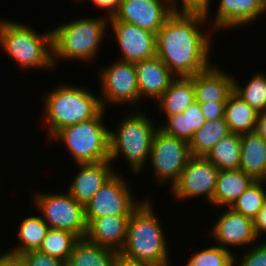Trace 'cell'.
Listing matches in <instances>:
<instances>
[{
    "label": "cell",
    "mask_w": 266,
    "mask_h": 266,
    "mask_svg": "<svg viewBox=\"0 0 266 266\" xmlns=\"http://www.w3.org/2000/svg\"><path fill=\"white\" fill-rule=\"evenodd\" d=\"M153 208L151 201L144 199L132 212L120 253L153 266H170L167 238Z\"/></svg>",
    "instance_id": "2"
},
{
    "label": "cell",
    "mask_w": 266,
    "mask_h": 266,
    "mask_svg": "<svg viewBox=\"0 0 266 266\" xmlns=\"http://www.w3.org/2000/svg\"><path fill=\"white\" fill-rule=\"evenodd\" d=\"M165 124L158 125L164 133L189 143L196 131L205 123V117L198 102L192 103L182 114L166 116Z\"/></svg>",
    "instance_id": "24"
},
{
    "label": "cell",
    "mask_w": 266,
    "mask_h": 266,
    "mask_svg": "<svg viewBox=\"0 0 266 266\" xmlns=\"http://www.w3.org/2000/svg\"><path fill=\"white\" fill-rule=\"evenodd\" d=\"M198 103H227L234 92V76L213 63L206 70L191 77Z\"/></svg>",
    "instance_id": "17"
},
{
    "label": "cell",
    "mask_w": 266,
    "mask_h": 266,
    "mask_svg": "<svg viewBox=\"0 0 266 266\" xmlns=\"http://www.w3.org/2000/svg\"><path fill=\"white\" fill-rule=\"evenodd\" d=\"M61 266H74L70 260H64L62 261V265Z\"/></svg>",
    "instance_id": "44"
},
{
    "label": "cell",
    "mask_w": 266,
    "mask_h": 266,
    "mask_svg": "<svg viewBox=\"0 0 266 266\" xmlns=\"http://www.w3.org/2000/svg\"><path fill=\"white\" fill-rule=\"evenodd\" d=\"M108 24L109 18L103 15L97 18H77L63 25H56L51 30L54 70L57 61L61 59L89 62L94 59L106 36Z\"/></svg>",
    "instance_id": "4"
},
{
    "label": "cell",
    "mask_w": 266,
    "mask_h": 266,
    "mask_svg": "<svg viewBox=\"0 0 266 266\" xmlns=\"http://www.w3.org/2000/svg\"><path fill=\"white\" fill-rule=\"evenodd\" d=\"M255 132L266 140V112L259 113Z\"/></svg>",
    "instance_id": "41"
},
{
    "label": "cell",
    "mask_w": 266,
    "mask_h": 266,
    "mask_svg": "<svg viewBox=\"0 0 266 266\" xmlns=\"http://www.w3.org/2000/svg\"><path fill=\"white\" fill-rule=\"evenodd\" d=\"M190 157L189 143L168 135L159 128L155 131L149 163L156 173L154 176L157 183L161 186L170 182L172 188L179 180Z\"/></svg>",
    "instance_id": "9"
},
{
    "label": "cell",
    "mask_w": 266,
    "mask_h": 266,
    "mask_svg": "<svg viewBox=\"0 0 266 266\" xmlns=\"http://www.w3.org/2000/svg\"><path fill=\"white\" fill-rule=\"evenodd\" d=\"M118 123L115 131H109L110 157L112 163L121 155L128 161L131 172L140 174L149 161L152 140L158 126L145 114L138 111L133 114H125Z\"/></svg>",
    "instance_id": "6"
},
{
    "label": "cell",
    "mask_w": 266,
    "mask_h": 266,
    "mask_svg": "<svg viewBox=\"0 0 266 266\" xmlns=\"http://www.w3.org/2000/svg\"><path fill=\"white\" fill-rule=\"evenodd\" d=\"M265 184L266 181H255L229 208L254 220L263 207L266 195Z\"/></svg>",
    "instance_id": "32"
},
{
    "label": "cell",
    "mask_w": 266,
    "mask_h": 266,
    "mask_svg": "<svg viewBox=\"0 0 266 266\" xmlns=\"http://www.w3.org/2000/svg\"><path fill=\"white\" fill-rule=\"evenodd\" d=\"M45 94L42 117L47 125V141L61 128L95 118L103 110L99 95L85 87L60 83Z\"/></svg>",
    "instance_id": "3"
},
{
    "label": "cell",
    "mask_w": 266,
    "mask_h": 266,
    "mask_svg": "<svg viewBox=\"0 0 266 266\" xmlns=\"http://www.w3.org/2000/svg\"><path fill=\"white\" fill-rule=\"evenodd\" d=\"M211 230L212 239L229 250L231 247H244L258 240L254 230V220L233 211L228 207L221 213ZM241 245V246H240Z\"/></svg>",
    "instance_id": "15"
},
{
    "label": "cell",
    "mask_w": 266,
    "mask_h": 266,
    "mask_svg": "<svg viewBox=\"0 0 266 266\" xmlns=\"http://www.w3.org/2000/svg\"><path fill=\"white\" fill-rule=\"evenodd\" d=\"M207 21L202 13L173 12L156 33V55L176 77H192L211 66V32L200 30Z\"/></svg>",
    "instance_id": "1"
},
{
    "label": "cell",
    "mask_w": 266,
    "mask_h": 266,
    "mask_svg": "<svg viewBox=\"0 0 266 266\" xmlns=\"http://www.w3.org/2000/svg\"><path fill=\"white\" fill-rule=\"evenodd\" d=\"M0 18V47L26 69H52V31L38 33L30 25Z\"/></svg>",
    "instance_id": "5"
},
{
    "label": "cell",
    "mask_w": 266,
    "mask_h": 266,
    "mask_svg": "<svg viewBox=\"0 0 266 266\" xmlns=\"http://www.w3.org/2000/svg\"><path fill=\"white\" fill-rule=\"evenodd\" d=\"M261 13H266L262 0H220L211 28H241L257 20Z\"/></svg>",
    "instance_id": "19"
},
{
    "label": "cell",
    "mask_w": 266,
    "mask_h": 266,
    "mask_svg": "<svg viewBox=\"0 0 266 266\" xmlns=\"http://www.w3.org/2000/svg\"><path fill=\"white\" fill-rule=\"evenodd\" d=\"M105 111L95 118L61 128L49 140L63 142L77 164L110 161V130L103 124Z\"/></svg>",
    "instance_id": "7"
},
{
    "label": "cell",
    "mask_w": 266,
    "mask_h": 266,
    "mask_svg": "<svg viewBox=\"0 0 266 266\" xmlns=\"http://www.w3.org/2000/svg\"><path fill=\"white\" fill-rule=\"evenodd\" d=\"M254 182L255 180L241 169L219 171L212 205L217 208L230 207Z\"/></svg>",
    "instance_id": "22"
},
{
    "label": "cell",
    "mask_w": 266,
    "mask_h": 266,
    "mask_svg": "<svg viewBox=\"0 0 266 266\" xmlns=\"http://www.w3.org/2000/svg\"><path fill=\"white\" fill-rule=\"evenodd\" d=\"M240 169L255 181H266V140L255 131L241 135Z\"/></svg>",
    "instance_id": "21"
},
{
    "label": "cell",
    "mask_w": 266,
    "mask_h": 266,
    "mask_svg": "<svg viewBox=\"0 0 266 266\" xmlns=\"http://www.w3.org/2000/svg\"><path fill=\"white\" fill-rule=\"evenodd\" d=\"M127 179L117 171L84 206L85 219L88 224L92 219L104 216H131L142 203L134 200Z\"/></svg>",
    "instance_id": "10"
},
{
    "label": "cell",
    "mask_w": 266,
    "mask_h": 266,
    "mask_svg": "<svg viewBox=\"0 0 266 266\" xmlns=\"http://www.w3.org/2000/svg\"><path fill=\"white\" fill-rule=\"evenodd\" d=\"M172 12L202 13L209 21L211 0H169ZM181 6V7H180Z\"/></svg>",
    "instance_id": "35"
},
{
    "label": "cell",
    "mask_w": 266,
    "mask_h": 266,
    "mask_svg": "<svg viewBox=\"0 0 266 266\" xmlns=\"http://www.w3.org/2000/svg\"><path fill=\"white\" fill-rule=\"evenodd\" d=\"M99 73L101 75L98 77L101 81L99 97L103 109L106 110L107 104L110 103L113 105L127 103V105L134 104V106L135 103H140L139 87L133 62L116 59L111 65H106Z\"/></svg>",
    "instance_id": "11"
},
{
    "label": "cell",
    "mask_w": 266,
    "mask_h": 266,
    "mask_svg": "<svg viewBox=\"0 0 266 266\" xmlns=\"http://www.w3.org/2000/svg\"><path fill=\"white\" fill-rule=\"evenodd\" d=\"M259 113L250 107L234 92L228 97L225 104L224 119L230 133L246 134L256 129Z\"/></svg>",
    "instance_id": "25"
},
{
    "label": "cell",
    "mask_w": 266,
    "mask_h": 266,
    "mask_svg": "<svg viewBox=\"0 0 266 266\" xmlns=\"http://www.w3.org/2000/svg\"><path fill=\"white\" fill-rule=\"evenodd\" d=\"M129 218L119 215L94 218L87 224L85 238L120 252L126 242Z\"/></svg>",
    "instance_id": "20"
},
{
    "label": "cell",
    "mask_w": 266,
    "mask_h": 266,
    "mask_svg": "<svg viewBox=\"0 0 266 266\" xmlns=\"http://www.w3.org/2000/svg\"><path fill=\"white\" fill-rule=\"evenodd\" d=\"M78 165L79 172L74 176L67 191L76 201L85 206L116 172L110 161Z\"/></svg>",
    "instance_id": "16"
},
{
    "label": "cell",
    "mask_w": 266,
    "mask_h": 266,
    "mask_svg": "<svg viewBox=\"0 0 266 266\" xmlns=\"http://www.w3.org/2000/svg\"><path fill=\"white\" fill-rule=\"evenodd\" d=\"M109 24L122 52L119 60L135 63L156 56V33L118 20Z\"/></svg>",
    "instance_id": "14"
},
{
    "label": "cell",
    "mask_w": 266,
    "mask_h": 266,
    "mask_svg": "<svg viewBox=\"0 0 266 266\" xmlns=\"http://www.w3.org/2000/svg\"><path fill=\"white\" fill-rule=\"evenodd\" d=\"M232 250H227L219 245L201 249L192 253L185 266H234Z\"/></svg>",
    "instance_id": "33"
},
{
    "label": "cell",
    "mask_w": 266,
    "mask_h": 266,
    "mask_svg": "<svg viewBox=\"0 0 266 266\" xmlns=\"http://www.w3.org/2000/svg\"><path fill=\"white\" fill-rule=\"evenodd\" d=\"M134 65L141 99L148 97L157 101L176 78L157 55Z\"/></svg>",
    "instance_id": "18"
},
{
    "label": "cell",
    "mask_w": 266,
    "mask_h": 266,
    "mask_svg": "<svg viewBox=\"0 0 266 266\" xmlns=\"http://www.w3.org/2000/svg\"><path fill=\"white\" fill-rule=\"evenodd\" d=\"M169 0H121L109 20H118L157 33L172 14Z\"/></svg>",
    "instance_id": "13"
},
{
    "label": "cell",
    "mask_w": 266,
    "mask_h": 266,
    "mask_svg": "<svg viewBox=\"0 0 266 266\" xmlns=\"http://www.w3.org/2000/svg\"><path fill=\"white\" fill-rule=\"evenodd\" d=\"M49 226L44 222L42 217L27 216L18 227L17 237L19 245L12 247L11 250L5 251L6 254L18 257L20 254L29 250H38L42 244Z\"/></svg>",
    "instance_id": "27"
},
{
    "label": "cell",
    "mask_w": 266,
    "mask_h": 266,
    "mask_svg": "<svg viewBox=\"0 0 266 266\" xmlns=\"http://www.w3.org/2000/svg\"><path fill=\"white\" fill-rule=\"evenodd\" d=\"M94 6L105 10L107 17H113L114 14L118 11L121 0H90Z\"/></svg>",
    "instance_id": "38"
},
{
    "label": "cell",
    "mask_w": 266,
    "mask_h": 266,
    "mask_svg": "<svg viewBox=\"0 0 266 266\" xmlns=\"http://www.w3.org/2000/svg\"><path fill=\"white\" fill-rule=\"evenodd\" d=\"M254 230L258 239H260L261 235H263L262 233L266 232V195L264 198L263 207L258 213L257 217L254 219Z\"/></svg>",
    "instance_id": "39"
},
{
    "label": "cell",
    "mask_w": 266,
    "mask_h": 266,
    "mask_svg": "<svg viewBox=\"0 0 266 266\" xmlns=\"http://www.w3.org/2000/svg\"><path fill=\"white\" fill-rule=\"evenodd\" d=\"M218 174L219 169L204 156H191L170 192L181 201L205 196L212 204Z\"/></svg>",
    "instance_id": "12"
},
{
    "label": "cell",
    "mask_w": 266,
    "mask_h": 266,
    "mask_svg": "<svg viewBox=\"0 0 266 266\" xmlns=\"http://www.w3.org/2000/svg\"><path fill=\"white\" fill-rule=\"evenodd\" d=\"M34 194L36 208L44 222L53 229L68 230L79 238H85L87 223L84 205L76 201L69 192Z\"/></svg>",
    "instance_id": "8"
},
{
    "label": "cell",
    "mask_w": 266,
    "mask_h": 266,
    "mask_svg": "<svg viewBox=\"0 0 266 266\" xmlns=\"http://www.w3.org/2000/svg\"><path fill=\"white\" fill-rule=\"evenodd\" d=\"M11 266H25V265L18 257L11 256Z\"/></svg>",
    "instance_id": "43"
},
{
    "label": "cell",
    "mask_w": 266,
    "mask_h": 266,
    "mask_svg": "<svg viewBox=\"0 0 266 266\" xmlns=\"http://www.w3.org/2000/svg\"><path fill=\"white\" fill-rule=\"evenodd\" d=\"M234 77V93L258 113L266 112V74L257 72L244 87Z\"/></svg>",
    "instance_id": "31"
},
{
    "label": "cell",
    "mask_w": 266,
    "mask_h": 266,
    "mask_svg": "<svg viewBox=\"0 0 266 266\" xmlns=\"http://www.w3.org/2000/svg\"><path fill=\"white\" fill-rule=\"evenodd\" d=\"M264 7H265V11H266V0H262Z\"/></svg>",
    "instance_id": "45"
},
{
    "label": "cell",
    "mask_w": 266,
    "mask_h": 266,
    "mask_svg": "<svg viewBox=\"0 0 266 266\" xmlns=\"http://www.w3.org/2000/svg\"><path fill=\"white\" fill-rule=\"evenodd\" d=\"M79 239L71 231L49 228L38 250L62 261L68 260Z\"/></svg>",
    "instance_id": "30"
},
{
    "label": "cell",
    "mask_w": 266,
    "mask_h": 266,
    "mask_svg": "<svg viewBox=\"0 0 266 266\" xmlns=\"http://www.w3.org/2000/svg\"><path fill=\"white\" fill-rule=\"evenodd\" d=\"M204 157L219 171L240 169L241 135L228 134L215 144Z\"/></svg>",
    "instance_id": "26"
},
{
    "label": "cell",
    "mask_w": 266,
    "mask_h": 266,
    "mask_svg": "<svg viewBox=\"0 0 266 266\" xmlns=\"http://www.w3.org/2000/svg\"><path fill=\"white\" fill-rule=\"evenodd\" d=\"M264 242V243H263ZM243 257L239 259L233 254V265L235 266H266V241L256 244L252 249L245 252ZM238 264V265H237Z\"/></svg>",
    "instance_id": "34"
},
{
    "label": "cell",
    "mask_w": 266,
    "mask_h": 266,
    "mask_svg": "<svg viewBox=\"0 0 266 266\" xmlns=\"http://www.w3.org/2000/svg\"><path fill=\"white\" fill-rule=\"evenodd\" d=\"M230 134L224 118L206 121V123L194 133L189 142L191 156H205L210 149L222 138Z\"/></svg>",
    "instance_id": "29"
},
{
    "label": "cell",
    "mask_w": 266,
    "mask_h": 266,
    "mask_svg": "<svg viewBox=\"0 0 266 266\" xmlns=\"http://www.w3.org/2000/svg\"><path fill=\"white\" fill-rule=\"evenodd\" d=\"M194 102L195 90L191 77H176L156 101L166 116L182 114Z\"/></svg>",
    "instance_id": "23"
},
{
    "label": "cell",
    "mask_w": 266,
    "mask_h": 266,
    "mask_svg": "<svg viewBox=\"0 0 266 266\" xmlns=\"http://www.w3.org/2000/svg\"><path fill=\"white\" fill-rule=\"evenodd\" d=\"M25 266H61L62 260L39 250H29L18 256Z\"/></svg>",
    "instance_id": "36"
},
{
    "label": "cell",
    "mask_w": 266,
    "mask_h": 266,
    "mask_svg": "<svg viewBox=\"0 0 266 266\" xmlns=\"http://www.w3.org/2000/svg\"><path fill=\"white\" fill-rule=\"evenodd\" d=\"M206 121L224 118L226 103H199Z\"/></svg>",
    "instance_id": "37"
},
{
    "label": "cell",
    "mask_w": 266,
    "mask_h": 266,
    "mask_svg": "<svg viewBox=\"0 0 266 266\" xmlns=\"http://www.w3.org/2000/svg\"><path fill=\"white\" fill-rule=\"evenodd\" d=\"M0 266H11V255L5 252L0 254Z\"/></svg>",
    "instance_id": "42"
},
{
    "label": "cell",
    "mask_w": 266,
    "mask_h": 266,
    "mask_svg": "<svg viewBox=\"0 0 266 266\" xmlns=\"http://www.w3.org/2000/svg\"><path fill=\"white\" fill-rule=\"evenodd\" d=\"M112 266H153V265L143 261H138L128 258L122 255L120 252H117L114 257Z\"/></svg>",
    "instance_id": "40"
},
{
    "label": "cell",
    "mask_w": 266,
    "mask_h": 266,
    "mask_svg": "<svg viewBox=\"0 0 266 266\" xmlns=\"http://www.w3.org/2000/svg\"><path fill=\"white\" fill-rule=\"evenodd\" d=\"M117 251L80 238L74 245L68 260L74 266H112Z\"/></svg>",
    "instance_id": "28"
}]
</instances>
